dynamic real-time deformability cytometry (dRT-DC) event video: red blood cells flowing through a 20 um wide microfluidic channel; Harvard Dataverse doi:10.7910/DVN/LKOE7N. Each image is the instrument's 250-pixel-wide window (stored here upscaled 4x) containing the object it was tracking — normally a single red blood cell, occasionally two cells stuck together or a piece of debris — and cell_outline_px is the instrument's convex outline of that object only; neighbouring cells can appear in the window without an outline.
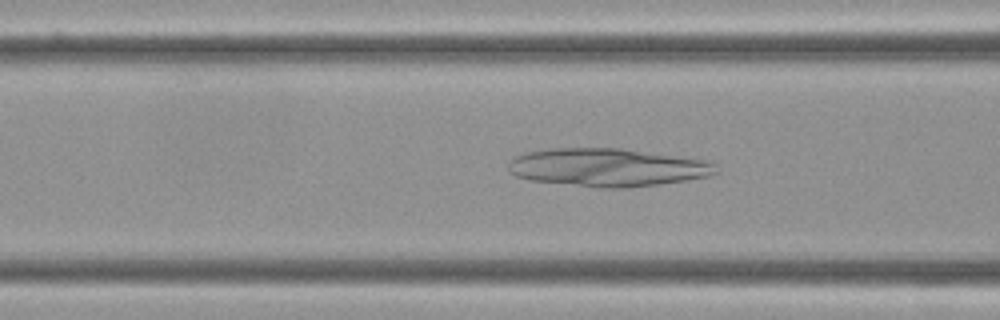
{"species": "Egyptian fruit bat (a non-hibernating species)", "species_latin": "Rousettus aegyptiacus", "temperature_condition": "cold", "stored_images_in_passage": 51, "camera_frame_rate_fps": 3000, "um_per_image_px": 0.085, "frame": {"image": 1, "passage_image": 21, "time_ms": 6.667, "image_size_px": [1000, 320], "cell_outline_px": [[720, 172], [708, 176], [660, 184], [628, 188], [604, 188], [532, 180], [516, 176], [508, 168], [508, 160], [520, 152], [552, 148], [620, 148], [708, 160], [716, 164]], "centroid_in_image_um": [51.64, 14.22], "position_along_channel_um": 115.0, "area_um2": 46.3}}
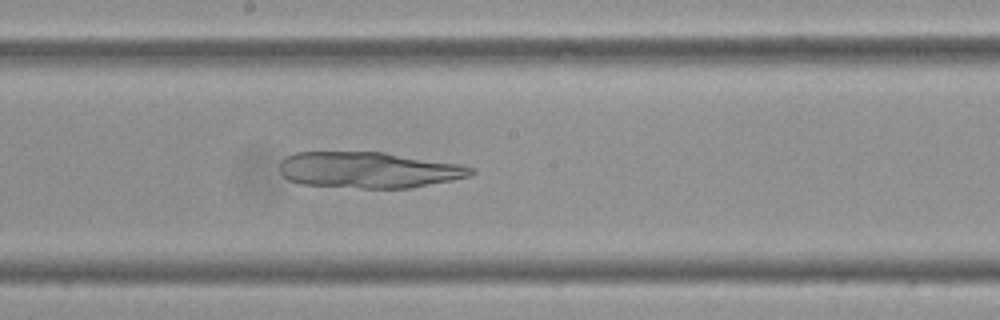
{"frame": {"image": 2, "passage_image": 30, "time_ms": 9.667, "image_size_px": [1000, 320], "cell_outline_px": [[476, 172], [472, 176], [412, 188], [360, 188], [300, 184], [288, 180], [280, 172], [280, 160], [284, 156], [296, 152], [384, 152], [460, 164], [476, 168]], "centroid_in_image_um": [31.35, 14.45], "position_along_channel_um": 216.8, "area_um2": 40.63}}
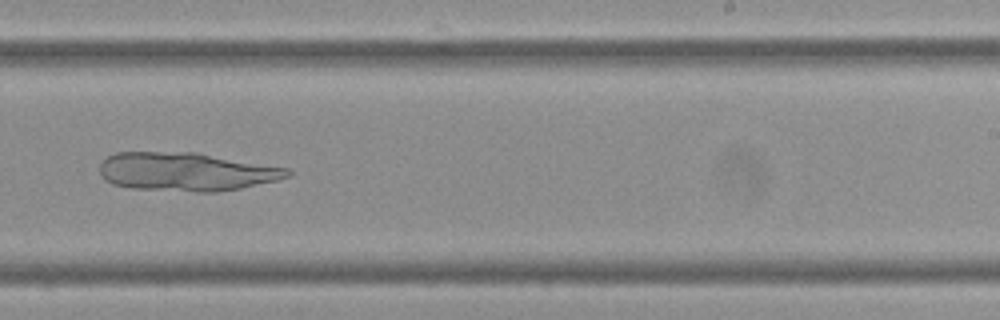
{"frame": {"image": 3, "passage_image": 35, "time_ms": 11.333, "image_size_px": [1000, 320], "cell_outline_px": [[292, 176], [276, 180], [240, 188], [216, 192], [196, 192], [132, 188], [112, 184], [104, 180], [100, 176], [100, 164], [108, 156], [116, 152], [196, 152], [288, 168], [292, 172]], "centroid_in_image_um": [15.82, 14.59], "position_along_channel_um": 273.2, "area_um2": 42.25}}